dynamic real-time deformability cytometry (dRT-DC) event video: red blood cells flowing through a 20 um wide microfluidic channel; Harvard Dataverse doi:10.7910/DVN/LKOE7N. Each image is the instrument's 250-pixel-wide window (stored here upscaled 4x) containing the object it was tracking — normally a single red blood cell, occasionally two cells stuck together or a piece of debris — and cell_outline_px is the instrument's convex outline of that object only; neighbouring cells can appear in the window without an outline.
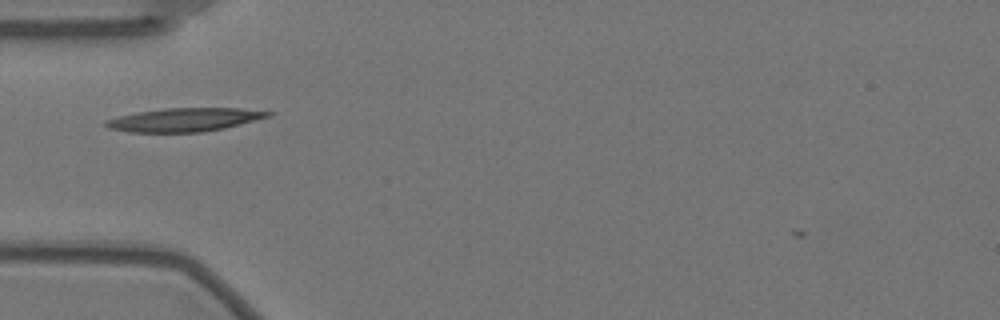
{"species": "Egyptian fruit bat (a non-hibernating species)", "species_latin": "Rousettus aegyptiacus", "temperature_condition": "warm", "stored_images_in_passage": 7, "camera_frame_rate_fps": 3000, "um_per_image_px": 0.085, "animal": {"sex": "female"}, "frame": {"image": 1, "passage_image": 1, "time_ms": 0.0, "image_size_px": [1000, 320], "cell_outline_px": [[272, 116], [224, 128], [204, 132], [128, 132], [108, 128], [104, 124], [104, 120], [136, 112], [164, 108], [240, 108], [272, 112]], "centroid_in_image_um": [15.66, 10.18], "position_along_channel_um": 69.3, "area_um2": 22.2}}
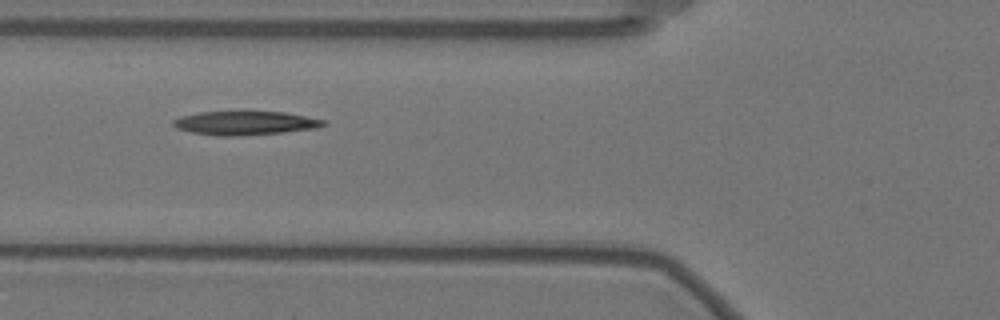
{"frame": {"image": 2, "passage_image": 4, "time_ms": 1.0, "image_size_px": [1000, 320], "cell_outline_px": [[328, 124], [316, 128], [280, 132], [232, 136], [220, 136], [192, 132], [176, 128], [172, 124], [172, 120], [184, 116], [200, 112], [284, 112], [328, 120]], "centroid_in_image_um": [20.87, 10.45], "position_along_channel_um": 104.9, "area_um2": 20.52}}